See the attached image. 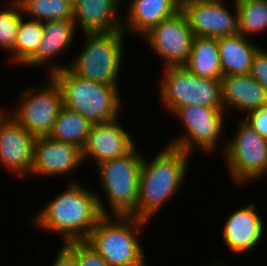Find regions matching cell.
I'll use <instances>...</instances> for the list:
<instances>
[{
  "instance_id": "33",
  "label": "cell",
  "mask_w": 267,
  "mask_h": 266,
  "mask_svg": "<svg viewBox=\"0 0 267 266\" xmlns=\"http://www.w3.org/2000/svg\"><path fill=\"white\" fill-rule=\"evenodd\" d=\"M181 1L220 2V1H223V0H181Z\"/></svg>"
},
{
  "instance_id": "29",
  "label": "cell",
  "mask_w": 267,
  "mask_h": 266,
  "mask_svg": "<svg viewBox=\"0 0 267 266\" xmlns=\"http://www.w3.org/2000/svg\"><path fill=\"white\" fill-rule=\"evenodd\" d=\"M250 75L267 91V50L264 48L260 47L254 54Z\"/></svg>"
},
{
  "instance_id": "28",
  "label": "cell",
  "mask_w": 267,
  "mask_h": 266,
  "mask_svg": "<svg viewBox=\"0 0 267 266\" xmlns=\"http://www.w3.org/2000/svg\"><path fill=\"white\" fill-rule=\"evenodd\" d=\"M62 246L75 258L77 266H109L86 241H70Z\"/></svg>"
},
{
  "instance_id": "7",
  "label": "cell",
  "mask_w": 267,
  "mask_h": 266,
  "mask_svg": "<svg viewBox=\"0 0 267 266\" xmlns=\"http://www.w3.org/2000/svg\"><path fill=\"white\" fill-rule=\"evenodd\" d=\"M159 83L158 97L168 115L185 105L223 108L221 80L196 76L185 66H172L163 68Z\"/></svg>"
},
{
  "instance_id": "25",
  "label": "cell",
  "mask_w": 267,
  "mask_h": 266,
  "mask_svg": "<svg viewBox=\"0 0 267 266\" xmlns=\"http://www.w3.org/2000/svg\"><path fill=\"white\" fill-rule=\"evenodd\" d=\"M24 17L40 22L73 20V4L69 0H17ZM31 16V17H30Z\"/></svg>"
},
{
  "instance_id": "8",
  "label": "cell",
  "mask_w": 267,
  "mask_h": 266,
  "mask_svg": "<svg viewBox=\"0 0 267 266\" xmlns=\"http://www.w3.org/2000/svg\"><path fill=\"white\" fill-rule=\"evenodd\" d=\"M172 116L183 123L185 129L167 145L181 149L191 156L196 148L209 155L219 148L218 142L225 128L224 119L228 116L223 108L185 105L179 107Z\"/></svg>"
},
{
  "instance_id": "11",
  "label": "cell",
  "mask_w": 267,
  "mask_h": 266,
  "mask_svg": "<svg viewBox=\"0 0 267 266\" xmlns=\"http://www.w3.org/2000/svg\"><path fill=\"white\" fill-rule=\"evenodd\" d=\"M151 51L163 61V68L185 66L190 58L194 34L180 10L162 20L142 36Z\"/></svg>"
},
{
  "instance_id": "12",
  "label": "cell",
  "mask_w": 267,
  "mask_h": 266,
  "mask_svg": "<svg viewBox=\"0 0 267 266\" xmlns=\"http://www.w3.org/2000/svg\"><path fill=\"white\" fill-rule=\"evenodd\" d=\"M226 0L220 2L181 1L194 36L219 38L239 34V14L234 0L228 8ZM231 9V10H229ZM234 10V12H233Z\"/></svg>"
},
{
  "instance_id": "21",
  "label": "cell",
  "mask_w": 267,
  "mask_h": 266,
  "mask_svg": "<svg viewBox=\"0 0 267 266\" xmlns=\"http://www.w3.org/2000/svg\"><path fill=\"white\" fill-rule=\"evenodd\" d=\"M223 76L250 74L252 60L260 48L241 34L217 38Z\"/></svg>"
},
{
  "instance_id": "3",
  "label": "cell",
  "mask_w": 267,
  "mask_h": 266,
  "mask_svg": "<svg viewBox=\"0 0 267 266\" xmlns=\"http://www.w3.org/2000/svg\"><path fill=\"white\" fill-rule=\"evenodd\" d=\"M50 77L60 88L62 105L92 124L119 119L123 101L118 86L84 79L69 67L55 71Z\"/></svg>"
},
{
  "instance_id": "6",
  "label": "cell",
  "mask_w": 267,
  "mask_h": 266,
  "mask_svg": "<svg viewBox=\"0 0 267 266\" xmlns=\"http://www.w3.org/2000/svg\"><path fill=\"white\" fill-rule=\"evenodd\" d=\"M125 34L122 29L83 34L84 46L69 68L84 79L119 86Z\"/></svg>"
},
{
  "instance_id": "27",
  "label": "cell",
  "mask_w": 267,
  "mask_h": 266,
  "mask_svg": "<svg viewBox=\"0 0 267 266\" xmlns=\"http://www.w3.org/2000/svg\"><path fill=\"white\" fill-rule=\"evenodd\" d=\"M0 9V50L9 53L15 46L20 19L23 16L22 9L17 0H11Z\"/></svg>"
},
{
  "instance_id": "24",
  "label": "cell",
  "mask_w": 267,
  "mask_h": 266,
  "mask_svg": "<svg viewBox=\"0 0 267 266\" xmlns=\"http://www.w3.org/2000/svg\"><path fill=\"white\" fill-rule=\"evenodd\" d=\"M44 36V22L24 20L19 22L14 48L9 52L8 63L23 66L36 52Z\"/></svg>"
},
{
  "instance_id": "30",
  "label": "cell",
  "mask_w": 267,
  "mask_h": 266,
  "mask_svg": "<svg viewBox=\"0 0 267 266\" xmlns=\"http://www.w3.org/2000/svg\"><path fill=\"white\" fill-rule=\"evenodd\" d=\"M242 119L259 135L267 139V106L248 113Z\"/></svg>"
},
{
  "instance_id": "10",
  "label": "cell",
  "mask_w": 267,
  "mask_h": 266,
  "mask_svg": "<svg viewBox=\"0 0 267 266\" xmlns=\"http://www.w3.org/2000/svg\"><path fill=\"white\" fill-rule=\"evenodd\" d=\"M46 79L45 84L21 91L17 96L20 97L19 106L9 111V115L34 137L48 136L63 106L59 86L50 76Z\"/></svg>"
},
{
  "instance_id": "22",
  "label": "cell",
  "mask_w": 267,
  "mask_h": 266,
  "mask_svg": "<svg viewBox=\"0 0 267 266\" xmlns=\"http://www.w3.org/2000/svg\"><path fill=\"white\" fill-rule=\"evenodd\" d=\"M185 67L194 75L221 80L223 77L217 38L194 36Z\"/></svg>"
},
{
  "instance_id": "17",
  "label": "cell",
  "mask_w": 267,
  "mask_h": 266,
  "mask_svg": "<svg viewBox=\"0 0 267 266\" xmlns=\"http://www.w3.org/2000/svg\"><path fill=\"white\" fill-rule=\"evenodd\" d=\"M76 31L77 28L73 20L45 21L43 39L38 45L37 52L23 65L24 68L25 66L39 68L47 64L49 67L47 66L48 73L46 74L50 76L55 71L69 67L70 64H60L55 60L65 50H69L75 40Z\"/></svg>"
},
{
  "instance_id": "1",
  "label": "cell",
  "mask_w": 267,
  "mask_h": 266,
  "mask_svg": "<svg viewBox=\"0 0 267 266\" xmlns=\"http://www.w3.org/2000/svg\"><path fill=\"white\" fill-rule=\"evenodd\" d=\"M69 182L65 190L48 200L33 219L37 228L62 237L63 244L86 241L104 216L106 206L100 194L81 185L76 179Z\"/></svg>"
},
{
  "instance_id": "2",
  "label": "cell",
  "mask_w": 267,
  "mask_h": 266,
  "mask_svg": "<svg viewBox=\"0 0 267 266\" xmlns=\"http://www.w3.org/2000/svg\"><path fill=\"white\" fill-rule=\"evenodd\" d=\"M190 157V154L170 145L157 151L151 161L143 156L136 218L152 222L153 216L176 195L185 181Z\"/></svg>"
},
{
  "instance_id": "14",
  "label": "cell",
  "mask_w": 267,
  "mask_h": 266,
  "mask_svg": "<svg viewBox=\"0 0 267 266\" xmlns=\"http://www.w3.org/2000/svg\"><path fill=\"white\" fill-rule=\"evenodd\" d=\"M83 163L82 150L79 147L48 136L35 137L29 176L50 178L69 175Z\"/></svg>"
},
{
  "instance_id": "20",
  "label": "cell",
  "mask_w": 267,
  "mask_h": 266,
  "mask_svg": "<svg viewBox=\"0 0 267 266\" xmlns=\"http://www.w3.org/2000/svg\"><path fill=\"white\" fill-rule=\"evenodd\" d=\"M130 2V3H129ZM122 14V30L142 37L162 20L181 10V0H130Z\"/></svg>"
},
{
  "instance_id": "16",
  "label": "cell",
  "mask_w": 267,
  "mask_h": 266,
  "mask_svg": "<svg viewBox=\"0 0 267 266\" xmlns=\"http://www.w3.org/2000/svg\"><path fill=\"white\" fill-rule=\"evenodd\" d=\"M256 207L254 202L240 207L222 223V241L231 253L239 256L247 252L250 254L262 241L265 224Z\"/></svg>"
},
{
  "instance_id": "23",
  "label": "cell",
  "mask_w": 267,
  "mask_h": 266,
  "mask_svg": "<svg viewBox=\"0 0 267 266\" xmlns=\"http://www.w3.org/2000/svg\"><path fill=\"white\" fill-rule=\"evenodd\" d=\"M92 123L77 112L62 106L48 137L64 143H70L83 149Z\"/></svg>"
},
{
  "instance_id": "32",
  "label": "cell",
  "mask_w": 267,
  "mask_h": 266,
  "mask_svg": "<svg viewBox=\"0 0 267 266\" xmlns=\"http://www.w3.org/2000/svg\"><path fill=\"white\" fill-rule=\"evenodd\" d=\"M221 261H225V260H217V258H216V260L215 261H213L214 263H213V265H212V263H211V266H229V265H225V263H223V262H221ZM219 262V263H218Z\"/></svg>"
},
{
  "instance_id": "18",
  "label": "cell",
  "mask_w": 267,
  "mask_h": 266,
  "mask_svg": "<svg viewBox=\"0 0 267 266\" xmlns=\"http://www.w3.org/2000/svg\"><path fill=\"white\" fill-rule=\"evenodd\" d=\"M126 0H78L73 4V21L81 33H108L122 29V9ZM128 1V0H127Z\"/></svg>"
},
{
  "instance_id": "13",
  "label": "cell",
  "mask_w": 267,
  "mask_h": 266,
  "mask_svg": "<svg viewBox=\"0 0 267 266\" xmlns=\"http://www.w3.org/2000/svg\"><path fill=\"white\" fill-rule=\"evenodd\" d=\"M6 111L0 116V165L15 177L27 178L31 172L35 137Z\"/></svg>"
},
{
  "instance_id": "31",
  "label": "cell",
  "mask_w": 267,
  "mask_h": 266,
  "mask_svg": "<svg viewBox=\"0 0 267 266\" xmlns=\"http://www.w3.org/2000/svg\"><path fill=\"white\" fill-rule=\"evenodd\" d=\"M56 253L50 266H77L75 258L63 246Z\"/></svg>"
},
{
  "instance_id": "19",
  "label": "cell",
  "mask_w": 267,
  "mask_h": 266,
  "mask_svg": "<svg viewBox=\"0 0 267 266\" xmlns=\"http://www.w3.org/2000/svg\"><path fill=\"white\" fill-rule=\"evenodd\" d=\"M221 97L227 114L229 109L247 115L267 106V91L250 74L223 76Z\"/></svg>"
},
{
  "instance_id": "4",
  "label": "cell",
  "mask_w": 267,
  "mask_h": 266,
  "mask_svg": "<svg viewBox=\"0 0 267 266\" xmlns=\"http://www.w3.org/2000/svg\"><path fill=\"white\" fill-rule=\"evenodd\" d=\"M148 223L132 216H103L86 242L109 266H148L140 239Z\"/></svg>"
},
{
  "instance_id": "34",
  "label": "cell",
  "mask_w": 267,
  "mask_h": 266,
  "mask_svg": "<svg viewBox=\"0 0 267 266\" xmlns=\"http://www.w3.org/2000/svg\"><path fill=\"white\" fill-rule=\"evenodd\" d=\"M5 110H4V107L2 106H0V116L2 115V113L4 112Z\"/></svg>"
},
{
  "instance_id": "9",
  "label": "cell",
  "mask_w": 267,
  "mask_h": 266,
  "mask_svg": "<svg viewBox=\"0 0 267 266\" xmlns=\"http://www.w3.org/2000/svg\"><path fill=\"white\" fill-rule=\"evenodd\" d=\"M239 121L232 139L224 143L222 154L229 175L238 186L267 176V139L243 119Z\"/></svg>"
},
{
  "instance_id": "26",
  "label": "cell",
  "mask_w": 267,
  "mask_h": 266,
  "mask_svg": "<svg viewBox=\"0 0 267 266\" xmlns=\"http://www.w3.org/2000/svg\"><path fill=\"white\" fill-rule=\"evenodd\" d=\"M239 14V34L246 38L266 32L267 0H235ZM251 37H248L250 36Z\"/></svg>"
},
{
  "instance_id": "5",
  "label": "cell",
  "mask_w": 267,
  "mask_h": 266,
  "mask_svg": "<svg viewBox=\"0 0 267 266\" xmlns=\"http://www.w3.org/2000/svg\"><path fill=\"white\" fill-rule=\"evenodd\" d=\"M137 146L127 155L98 164L96 172L108 207L104 216L136 217L139 196V177L143 154ZM109 209V210H108ZM109 211V212H108ZM111 211V213H110Z\"/></svg>"
},
{
  "instance_id": "15",
  "label": "cell",
  "mask_w": 267,
  "mask_h": 266,
  "mask_svg": "<svg viewBox=\"0 0 267 266\" xmlns=\"http://www.w3.org/2000/svg\"><path fill=\"white\" fill-rule=\"evenodd\" d=\"M118 119L93 124L82 149V158H88L94 166L129 154L137 145L130 132L119 123Z\"/></svg>"
},
{
  "instance_id": "35",
  "label": "cell",
  "mask_w": 267,
  "mask_h": 266,
  "mask_svg": "<svg viewBox=\"0 0 267 266\" xmlns=\"http://www.w3.org/2000/svg\"><path fill=\"white\" fill-rule=\"evenodd\" d=\"M72 4H74L75 2H77L78 0H69Z\"/></svg>"
}]
</instances>
